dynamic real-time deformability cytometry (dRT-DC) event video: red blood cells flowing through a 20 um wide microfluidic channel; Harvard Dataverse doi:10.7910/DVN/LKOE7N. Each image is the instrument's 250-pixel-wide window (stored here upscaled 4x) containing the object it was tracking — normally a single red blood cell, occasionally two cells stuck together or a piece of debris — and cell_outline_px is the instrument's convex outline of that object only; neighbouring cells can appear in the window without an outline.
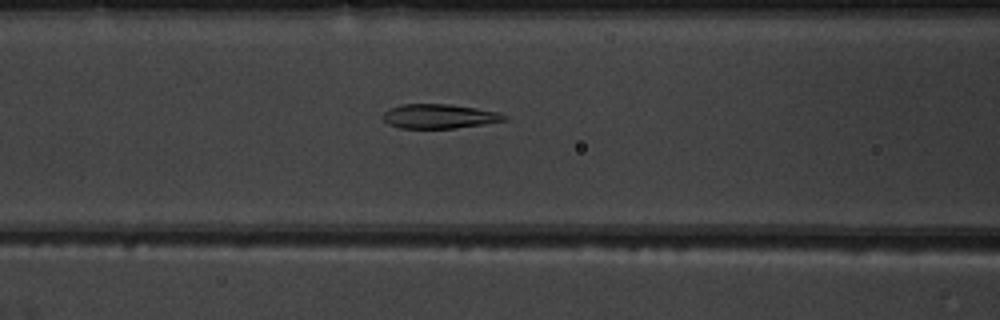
{"species": "common noctule bat (a hibernating species)", "species_latin": "Nyctalus noctula", "temperature_condition": "warm", "stored_images_in_passage": 46, "camera_frame_rate_fps": 3000, "um_per_image_px": 0.085, "animal": {"sex": "male", "body_mass_g": 19.5, "forearm_length_mm": 54.6}, "frame": {"image": 1, "passage_image": 23, "time_ms": 7.333, "image_size_px": [1000, 320], "cell_outline_px": [[508, 120], [484, 124], [456, 128], [400, 128], [388, 124], [384, 120], [384, 112], [388, 108], [400, 104], [448, 104], [476, 108], [496, 112], [508, 116]], "centroid_in_image_um": [37.33, 9.88], "position_along_channel_um": 129.3, "area_um2": 17.22}}
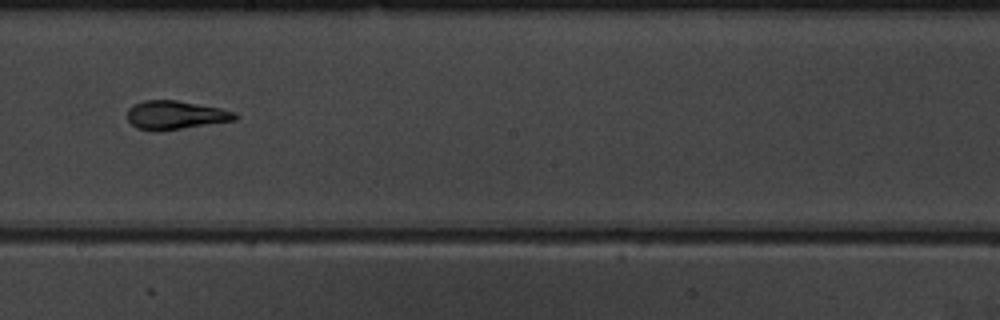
{"frame": {"image": 2, "passage_image": 31, "time_ms": 10.0, "image_size_px": [1000, 320], "cell_outline_px": [[240, 116], [236, 120], [180, 128], [136, 128], [128, 120], [128, 108], [132, 104], [144, 100], [176, 100], [220, 108], [236, 112]], "centroid_in_image_um": [14.95, 9.73], "position_along_channel_um": 233.2, "area_um2": 17.34}}
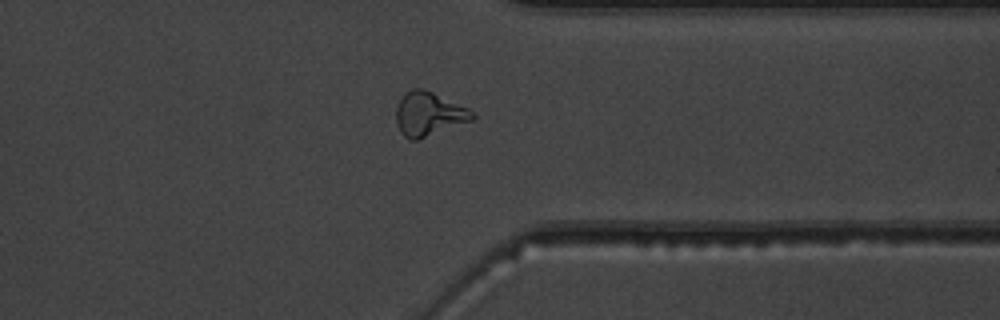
{"frame": {"image": 3, "passage_image": 42, "time_ms": 13.667, "image_size_px": [1000, 320], "cell_outline_px": [[476, 116], [472, 120], [416, 140], [412, 140], [404, 136], [400, 132], [396, 124], [396, 108], [400, 100], [412, 88], [420, 88], [432, 92], [468, 108]], "centroid_in_image_um": [36.42, 9.7], "position_along_channel_um": 375.0, "area_um2": 19.07}, "authors_computed_cell_mechanics": {"area_um2": 18.2937, "velocity_mm_per_s": 3.9144, "shape_relaxation_time_tau1_ms": null, "shape_relaxation_time_tau2_ms": 1.4452, "deformation_change_tau1": null, "deformation_change_tau2": 0.0872}}